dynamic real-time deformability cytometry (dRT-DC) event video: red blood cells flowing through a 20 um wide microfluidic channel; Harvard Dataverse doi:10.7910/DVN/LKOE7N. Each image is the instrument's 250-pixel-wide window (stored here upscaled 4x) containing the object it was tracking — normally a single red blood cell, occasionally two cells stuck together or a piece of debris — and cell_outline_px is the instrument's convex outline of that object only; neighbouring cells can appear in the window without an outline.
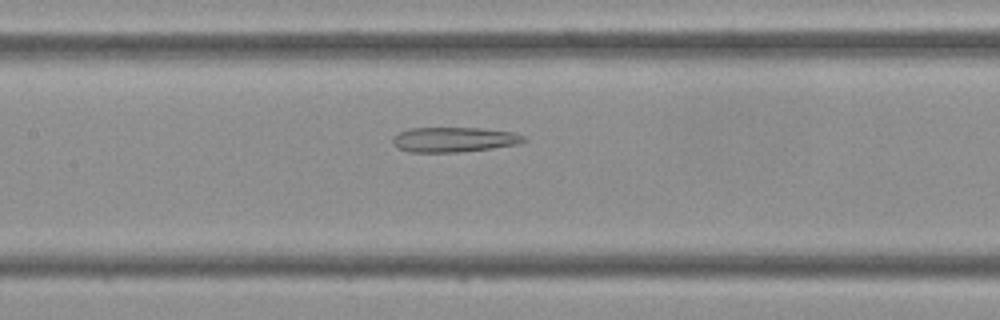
{"species": "Egyptian fruit bat (a non-hibernating species)", "species_latin": "Rousettus aegyptiacus", "temperature_condition": "cold", "stored_images_in_passage": 32, "camera_frame_rate_fps": 3000, "um_per_image_px": 0.085, "frame": {"image": 1, "passage_image": 13, "time_ms": 4.0, "image_size_px": [1000, 320], "cell_outline_px": [[528, 140], [520, 144], [492, 148], [460, 152], [408, 152], [396, 148], [392, 144], [392, 140], [400, 132], [412, 128], [480, 128], [512, 132], [524, 136]], "centroid_in_image_um": [38.6, 11.87], "position_along_channel_um": 168.8, "area_um2": 19.07}}
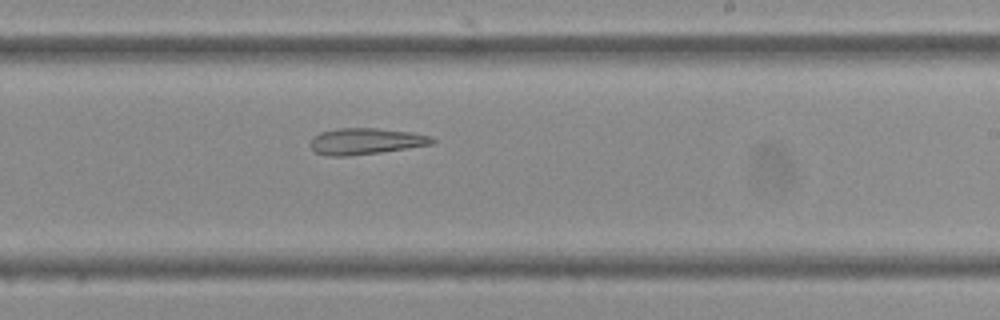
{"frame": {"image": 2, "passage_image": 19, "time_ms": 6.0, "image_size_px": [1000, 320], "cell_outline_px": [[436, 140], [432, 144], [380, 152], [348, 156], [328, 156], [316, 152], [312, 148], [312, 136], [320, 132], [340, 128], [376, 128], [412, 132], [432, 136]], "centroid_in_image_um": [31.1, 12.0], "position_along_channel_um": 257.9, "area_um2": 18.55}}
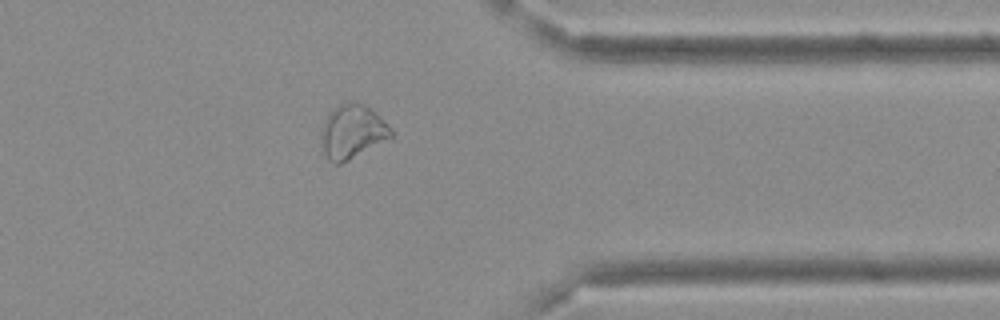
{"frame": {"image": 3, "passage_image": 28, "time_ms": 9.0, "image_size_px": [1000, 320], "cell_outline_px": [[392, 136], [348, 160], [340, 164], [332, 164], [328, 160], [320, 144], [320, 132], [324, 120], [328, 112], [340, 104], [356, 100], [364, 104], [376, 112], [392, 128]], "centroid_in_image_um": [29.9, 11.17], "position_along_channel_um": 381.5, "area_um2": 22.08}}